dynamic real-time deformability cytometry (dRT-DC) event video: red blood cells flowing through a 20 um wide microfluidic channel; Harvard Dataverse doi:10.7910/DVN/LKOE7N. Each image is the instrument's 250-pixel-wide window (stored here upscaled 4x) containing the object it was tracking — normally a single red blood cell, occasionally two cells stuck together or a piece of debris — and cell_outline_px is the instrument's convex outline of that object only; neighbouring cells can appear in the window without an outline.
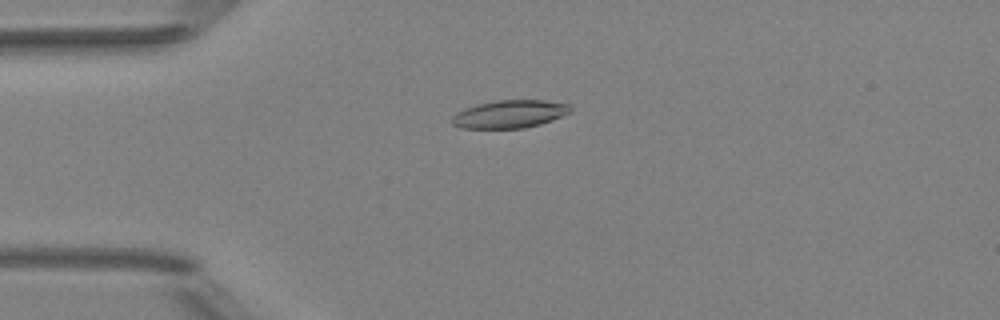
{"species": "Egyptian fruit bat (a non-hibernating species)", "species_latin": "Rousettus aegyptiacus", "temperature_condition": "room temperature", "stored_images_in_passage": 49, "camera_frame_rate_fps": 3000, "um_per_image_px": 0.085, "animal": {"sex": "female"}, "frame": {"image": 1, "passage_image": 11, "time_ms": 3.333, "image_size_px": [1000, 320], "cell_outline_px": [[572, 112], [552, 120], [540, 124], [524, 128], [460, 128], [452, 124], [452, 116], [456, 112], [476, 104], [496, 100], [544, 100], [568, 104], [572, 108]], "centroid_in_image_um": [43.32, 9.69], "position_along_channel_um": 41.7, "area_um2": 19.31}}
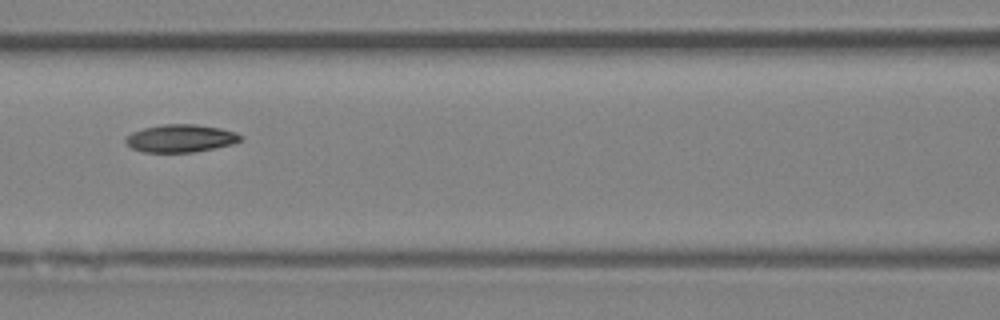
{"frame": {"image": 2, "passage_image": 21, "time_ms": 6.667, "image_size_px": [1000, 320], "cell_outline_px": [[244, 140], [232, 144], [196, 152], [144, 152], [132, 148], [124, 140], [124, 136], [132, 132], [144, 128], [164, 124], [196, 124], [220, 128], [236, 132], [244, 136]], "centroid_in_image_um": [15.38, 11.75], "position_along_channel_um": 151.2, "area_um2": 18.73}}
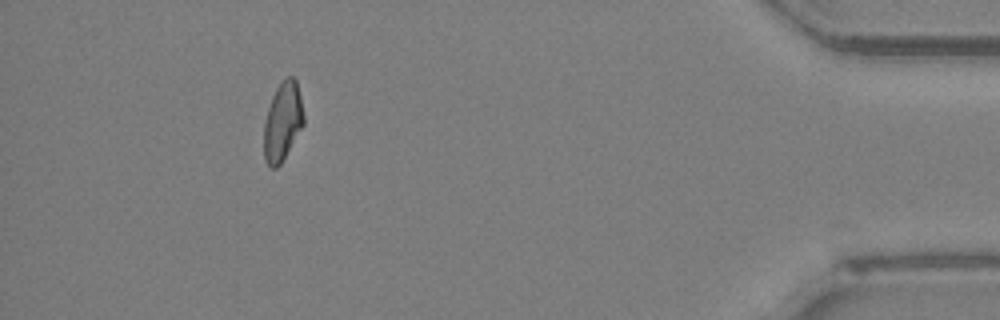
{"frame": {"image": 3, "passage_image": 45, "time_ms": 14.667, "image_size_px": [1000, 320], "cell_outline_px": [[304, 124], [280, 164], [276, 168], [268, 168], [264, 160], [264, 124], [268, 108], [272, 96], [276, 88], [288, 76], [292, 76], [296, 80], [300, 96], [304, 116]], "centroid_in_image_um": [24.01, 10.36], "position_along_channel_um": 411.2, "area_um2": 18.09}, "authors_computed_cell_mechanics": {"area_um2": 18.785, "velocity_mm_per_s": 4.0056, "shape_relaxation_time_tau1_ms": 3.9383, "shape_relaxation_time_tau2_ms": 7.8963, "deformation_change_tau1": 0.1443, "deformation_change_tau2": 0.134}}